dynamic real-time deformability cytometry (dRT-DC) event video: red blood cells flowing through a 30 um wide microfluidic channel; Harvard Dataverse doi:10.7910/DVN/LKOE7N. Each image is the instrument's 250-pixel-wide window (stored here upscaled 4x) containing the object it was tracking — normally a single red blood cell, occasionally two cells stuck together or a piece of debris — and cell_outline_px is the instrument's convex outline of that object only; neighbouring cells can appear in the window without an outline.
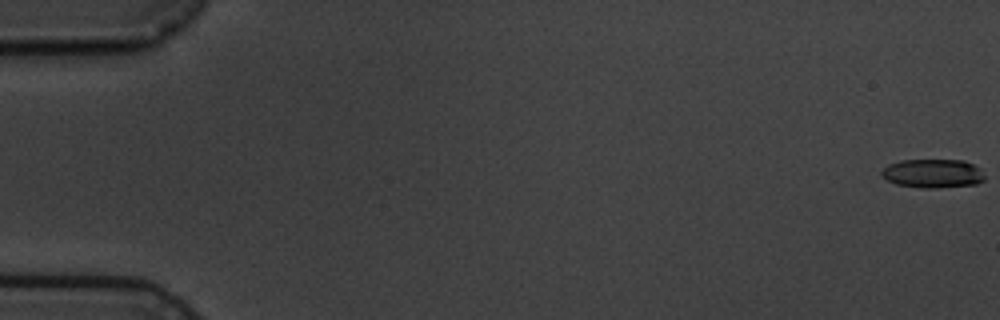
{"species": "common noctule bat (a hibernating species)", "species_latin": "Nyctalus noctula", "temperature_condition": "cold", "stored_images_in_passage": 5, "camera_frame_rate_fps": 3000, "um_per_image_px": 0.085, "animal": {"sex": "male", "body_mass_g": 19.5, "forearm_length_mm": 54.6}, "frame": {"image": 1, "passage_image": 1, "time_ms": 0.0, "image_size_px": [1000, 320], "cell_outline_px": [[984, 180], [976, 184], [936, 188], [924, 188], [896, 184], [880, 176], [880, 172], [888, 164], [900, 160], [964, 160], [980, 168], [984, 176]], "centroid_in_image_um": [79.27, 14.74], "position_along_channel_um": 5.7, "area_um2": 17.34}}